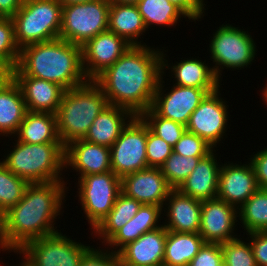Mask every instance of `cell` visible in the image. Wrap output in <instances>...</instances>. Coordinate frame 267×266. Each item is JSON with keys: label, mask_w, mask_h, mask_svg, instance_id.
Returning <instances> with one entry per match:
<instances>
[{"label": "cell", "mask_w": 267, "mask_h": 266, "mask_svg": "<svg viewBox=\"0 0 267 266\" xmlns=\"http://www.w3.org/2000/svg\"><path fill=\"white\" fill-rule=\"evenodd\" d=\"M162 49L131 46L93 81L102 89L108 104L140 116L153 103L162 75Z\"/></svg>", "instance_id": "1"}, {"label": "cell", "mask_w": 267, "mask_h": 266, "mask_svg": "<svg viewBox=\"0 0 267 266\" xmlns=\"http://www.w3.org/2000/svg\"><path fill=\"white\" fill-rule=\"evenodd\" d=\"M67 184L30 183L22 199L6 212L7 234L18 251L30 241L58 232L55 219L66 201Z\"/></svg>", "instance_id": "2"}, {"label": "cell", "mask_w": 267, "mask_h": 266, "mask_svg": "<svg viewBox=\"0 0 267 266\" xmlns=\"http://www.w3.org/2000/svg\"><path fill=\"white\" fill-rule=\"evenodd\" d=\"M13 76H32L60 85L64 90L88 82L82 64L81 46L56 38L20 50Z\"/></svg>", "instance_id": "3"}, {"label": "cell", "mask_w": 267, "mask_h": 266, "mask_svg": "<svg viewBox=\"0 0 267 266\" xmlns=\"http://www.w3.org/2000/svg\"><path fill=\"white\" fill-rule=\"evenodd\" d=\"M107 105L106 96L93 80L65 90L56 113L57 131L63 146L84 139L95 118Z\"/></svg>", "instance_id": "4"}, {"label": "cell", "mask_w": 267, "mask_h": 266, "mask_svg": "<svg viewBox=\"0 0 267 266\" xmlns=\"http://www.w3.org/2000/svg\"><path fill=\"white\" fill-rule=\"evenodd\" d=\"M2 164L29 183L64 181L65 147L62 143L30 144L15 140ZM62 175V176H61Z\"/></svg>", "instance_id": "5"}, {"label": "cell", "mask_w": 267, "mask_h": 266, "mask_svg": "<svg viewBox=\"0 0 267 266\" xmlns=\"http://www.w3.org/2000/svg\"><path fill=\"white\" fill-rule=\"evenodd\" d=\"M62 7L58 0H23L21 8L12 17L19 49L59 38Z\"/></svg>", "instance_id": "6"}, {"label": "cell", "mask_w": 267, "mask_h": 266, "mask_svg": "<svg viewBox=\"0 0 267 266\" xmlns=\"http://www.w3.org/2000/svg\"><path fill=\"white\" fill-rule=\"evenodd\" d=\"M210 40L209 57L213 62L211 67L220 81H222L221 71L224 68L232 70L247 68L257 54L256 42L251 34L229 23L220 25Z\"/></svg>", "instance_id": "7"}, {"label": "cell", "mask_w": 267, "mask_h": 266, "mask_svg": "<svg viewBox=\"0 0 267 266\" xmlns=\"http://www.w3.org/2000/svg\"><path fill=\"white\" fill-rule=\"evenodd\" d=\"M110 2L96 0L62 7L59 38L82 46L97 34L108 30Z\"/></svg>", "instance_id": "8"}, {"label": "cell", "mask_w": 267, "mask_h": 266, "mask_svg": "<svg viewBox=\"0 0 267 266\" xmlns=\"http://www.w3.org/2000/svg\"><path fill=\"white\" fill-rule=\"evenodd\" d=\"M59 231L25 244L18 251L20 256L23 254L21 260L27 266H79L93 246L72 240Z\"/></svg>", "instance_id": "9"}, {"label": "cell", "mask_w": 267, "mask_h": 266, "mask_svg": "<svg viewBox=\"0 0 267 266\" xmlns=\"http://www.w3.org/2000/svg\"><path fill=\"white\" fill-rule=\"evenodd\" d=\"M78 180L77 195L81 210L86 215L92 231L112 210L121 193V179L113 172L90 174Z\"/></svg>", "instance_id": "10"}, {"label": "cell", "mask_w": 267, "mask_h": 266, "mask_svg": "<svg viewBox=\"0 0 267 266\" xmlns=\"http://www.w3.org/2000/svg\"><path fill=\"white\" fill-rule=\"evenodd\" d=\"M147 124L134 116L110 147L111 171L120 179L148 168L146 156Z\"/></svg>", "instance_id": "11"}, {"label": "cell", "mask_w": 267, "mask_h": 266, "mask_svg": "<svg viewBox=\"0 0 267 266\" xmlns=\"http://www.w3.org/2000/svg\"><path fill=\"white\" fill-rule=\"evenodd\" d=\"M166 76L162 71L157 90L151 108L161 117L175 121L186 126L192 112L199 106L202 100L210 92L218 88H195L184 87L174 84L166 92L163 77ZM166 92V93H165Z\"/></svg>", "instance_id": "12"}, {"label": "cell", "mask_w": 267, "mask_h": 266, "mask_svg": "<svg viewBox=\"0 0 267 266\" xmlns=\"http://www.w3.org/2000/svg\"><path fill=\"white\" fill-rule=\"evenodd\" d=\"M220 88L210 92L192 112L186 131L204 139L213 148L220 144L227 131L229 113L227 101L221 98Z\"/></svg>", "instance_id": "13"}, {"label": "cell", "mask_w": 267, "mask_h": 266, "mask_svg": "<svg viewBox=\"0 0 267 266\" xmlns=\"http://www.w3.org/2000/svg\"><path fill=\"white\" fill-rule=\"evenodd\" d=\"M124 38L106 30L88 40L82 49V64L88 80H94L131 47Z\"/></svg>", "instance_id": "14"}, {"label": "cell", "mask_w": 267, "mask_h": 266, "mask_svg": "<svg viewBox=\"0 0 267 266\" xmlns=\"http://www.w3.org/2000/svg\"><path fill=\"white\" fill-rule=\"evenodd\" d=\"M237 217L238 209L226 201L218 198L204 200L201 205L199 234L205 243L221 244L233 240L237 238L234 233L239 224Z\"/></svg>", "instance_id": "15"}, {"label": "cell", "mask_w": 267, "mask_h": 266, "mask_svg": "<svg viewBox=\"0 0 267 266\" xmlns=\"http://www.w3.org/2000/svg\"><path fill=\"white\" fill-rule=\"evenodd\" d=\"M227 163H221L217 198L238 209L259 187L251 163Z\"/></svg>", "instance_id": "16"}, {"label": "cell", "mask_w": 267, "mask_h": 266, "mask_svg": "<svg viewBox=\"0 0 267 266\" xmlns=\"http://www.w3.org/2000/svg\"><path fill=\"white\" fill-rule=\"evenodd\" d=\"M172 189L160 168L148 167L121 178V192L142 204L163 207Z\"/></svg>", "instance_id": "17"}, {"label": "cell", "mask_w": 267, "mask_h": 266, "mask_svg": "<svg viewBox=\"0 0 267 266\" xmlns=\"http://www.w3.org/2000/svg\"><path fill=\"white\" fill-rule=\"evenodd\" d=\"M167 229L148 231L128 243L119 252L121 266H163Z\"/></svg>", "instance_id": "18"}, {"label": "cell", "mask_w": 267, "mask_h": 266, "mask_svg": "<svg viewBox=\"0 0 267 266\" xmlns=\"http://www.w3.org/2000/svg\"><path fill=\"white\" fill-rule=\"evenodd\" d=\"M65 168L79 172L78 179L111 171L110 148L84 139L73 141L65 147Z\"/></svg>", "instance_id": "19"}, {"label": "cell", "mask_w": 267, "mask_h": 266, "mask_svg": "<svg viewBox=\"0 0 267 266\" xmlns=\"http://www.w3.org/2000/svg\"><path fill=\"white\" fill-rule=\"evenodd\" d=\"M201 205L202 201L172 189L163 205V208H167L162 209L163 216H166L164 220H168H165L163 226L167 231L199 233Z\"/></svg>", "instance_id": "20"}, {"label": "cell", "mask_w": 267, "mask_h": 266, "mask_svg": "<svg viewBox=\"0 0 267 266\" xmlns=\"http://www.w3.org/2000/svg\"><path fill=\"white\" fill-rule=\"evenodd\" d=\"M19 85L27 111L56 114L64 89L53 82L32 76H13Z\"/></svg>", "instance_id": "21"}, {"label": "cell", "mask_w": 267, "mask_h": 266, "mask_svg": "<svg viewBox=\"0 0 267 266\" xmlns=\"http://www.w3.org/2000/svg\"><path fill=\"white\" fill-rule=\"evenodd\" d=\"M215 151L214 149L200 159L194 170L177 188L180 192L200 201L217 198L221 165L217 162Z\"/></svg>", "instance_id": "22"}, {"label": "cell", "mask_w": 267, "mask_h": 266, "mask_svg": "<svg viewBox=\"0 0 267 266\" xmlns=\"http://www.w3.org/2000/svg\"><path fill=\"white\" fill-rule=\"evenodd\" d=\"M162 71L170 69L172 77L174 78L175 84L184 87H195V88H221V81L217 78L214 70L206 60L202 61L199 58H185L183 61L175 62L172 66L165 58L167 54L164 53V47H162ZM170 67V68H169ZM166 69V70H164Z\"/></svg>", "instance_id": "23"}, {"label": "cell", "mask_w": 267, "mask_h": 266, "mask_svg": "<svg viewBox=\"0 0 267 266\" xmlns=\"http://www.w3.org/2000/svg\"><path fill=\"white\" fill-rule=\"evenodd\" d=\"M162 209L163 207L154 204H142L133 218L104 243L108 246L107 250L118 253L124 246L137 240L144 233L162 227L163 224L159 223L164 218L161 215Z\"/></svg>", "instance_id": "24"}, {"label": "cell", "mask_w": 267, "mask_h": 266, "mask_svg": "<svg viewBox=\"0 0 267 266\" xmlns=\"http://www.w3.org/2000/svg\"><path fill=\"white\" fill-rule=\"evenodd\" d=\"M133 117L129 110L108 104L89 127L84 140L110 148Z\"/></svg>", "instance_id": "25"}, {"label": "cell", "mask_w": 267, "mask_h": 266, "mask_svg": "<svg viewBox=\"0 0 267 266\" xmlns=\"http://www.w3.org/2000/svg\"><path fill=\"white\" fill-rule=\"evenodd\" d=\"M108 30L124 38L132 46L146 45L140 39L148 30L137 5L110 4Z\"/></svg>", "instance_id": "26"}, {"label": "cell", "mask_w": 267, "mask_h": 266, "mask_svg": "<svg viewBox=\"0 0 267 266\" xmlns=\"http://www.w3.org/2000/svg\"><path fill=\"white\" fill-rule=\"evenodd\" d=\"M26 112L22 91L17 82L12 79L0 89V135L13 138Z\"/></svg>", "instance_id": "27"}, {"label": "cell", "mask_w": 267, "mask_h": 266, "mask_svg": "<svg viewBox=\"0 0 267 266\" xmlns=\"http://www.w3.org/2000/svg\"><path fill=\"white\" fill-rule=\"evenodd\" d=\"M15 136L30 144L61 143L56 114L49 112L27 111Z\"/></svg>", "instance_id": "28"}, {"label": "cell", "mask_w": 267, "mask_h": 266, "mask_svg": "<svg viewBox=\"0 0 267 266\" xmlns=\"http://www.w3.org/2000/svg\"><path fill=\"white\" fill-rule=\"evenodd\" d=\"M204 243L199 233L168 231L163 266H188Z\"/></svg>", "instance_id": "29"}, {"label": "cell", "mask_w": 267, "mask_h": 266, "mask_svg": "<svg viewBox=\"0 0 267 266\" xmlns=\"http://www.w3.org/2000/svg\"><path fill=\"white\" fill-rule=\"evenodd\" d=\"M142 203L125 196L122 192L118 195L112 210L92 231L91 236L98 237L105 243L116 231L122 228L139 211ZM95 234V235H94Z\"/></svg>", "instance_id": "30"}, {"label": "cell", "mask_w": 267, "mask_h": 266, "mask_svg": "<svg viewBox=\"0 0 267 266\" xmlns=\"http://www.w3.org/2000/svg\"><path fill=\"white\" fill-rule=\"evenodd\" d=\"M147 30L155 25L176 26L186 15L169 0H139L136 4ZM183 16V17H182Z\"/></svg>", "instance_id": "31"}, {"label": "cell", "mask_w": 267, "mask_h": 266, "mask_svg": "<svg viewBox=\"0 0 267 266\" xmlns=\"http://www.w3.org/2000/svg\"><path fill=\"white\" fill-rule=\"evenodd\" d=\"M238 219L243 231H267V189L259 188L242 206L238 208Z\"/></svg>", "instance_id": "32"}, {"label": "cell", "mask_w": 267, "mask_h": 266, "mask_svg": "<svg viewBox=\"0 0 267 266\" xmlns=\"http://www.w3.org/2000/svg\"><path fill=\"white\" fill-rule=\"evenodd\" d=\"M30 183L9 171L3 164L0 166V211L7 212L24 196Z\"/></svg>", "instance_id": "33"}, {"label": "cell", "mask_w": 267, "mask_h": 266, "mask_svg": "<svg viewBox=\"0 0 267 266\" xmlns=\"http://www.w3.org/2000/svg\"><path fill=\"white\" fill-rule=\"evenodd\" d=\"M201 158L204 157H186L173 152L160 169L168 184L173 189H177L194 170Z\"/></svg>", "instance_id": "34"}, {"label": "cell", "mask_w": 267, "mask_h": 266, "mask_svg": "<svg viewBox=\"0 0 267 266\" xmlns=\"http://www.w3.org/2000/svg\"><path fill=\"white\" fill-rule=\"evenodd\" d=\"M140 117L155 135L161 137L172 147L186 131V126L159 116L151 107Z\"/></svg>", "instance_id": "35"}, {"label": "cell", "mask_w": 267, "mask_h": 266, "mask_svg": "<svg viewBox=\"0 0 267 266\" xmlns=\"http://www.w3.org/2000/svg\"><path fill=\"white\" fill-rule=\"evenodd\" d=\"M241 239L237 237L220 244L225 266H257L250 243Z\"/></svg>", "instance_id": "36"}, {"label": "cell", "mask_w": 267, "mask_h": 266, "mask_svg": "<svg viewBox=\"0 0 267 266\" xmlns=\"http://www.w3.org/2000/svg\"><path fill=\"white\" fill-rule=\"evenodd\" d=\"M19 56L20 49L15 40L13 20L0 17V61L7 63L14 70Z\"/></svg>", "instance_id": "37"}, {"label": "cell", "mask_w": 267, "mask_h": 266, "mask_svg": "<svg viewBox=\"0 0 267 266\" xmlns=\"http://www.w3.org/2000/svg\"><path fill=\"white\" fill-rule=\"evenodd\" d=\"M173 153V147L147 126L146 156L148 167L160 168Z\"/></svg>", "instance_id": "38"}, {"label": "cell", "mask_w": 267, "mask_h": 266, "mask_svg": "<svg viewBox=\"0 0 267 266\" xmlns=\"http://www.w3.org/2000/svg\"><path fill=\"white\" fill-rule=\"evenodd\" d=\"M214 148L196 134L185 131L173 146V152L186 157H206Z\"/></svg>", "instance_id": "39"}, {"label": "cell", "mask_w": 267, "mask_h": 266, "mask_svg": "<svg viewBox=\"0 0 267 266\" xmlns=\"http://www.w3.org/2000/svg\"><path fill=\"white\" fill-rule=\"evenodd\" d=\"M223 254L218 243H204L188 266H222Z\"/></svg>", "instance_id": "40"}, {"label": "cell", "mask_w": 267, "mask_h": 266, "mask_svg": "<svg viewBox=\"0 0 267 266\" xmlns=\"http://www.w3.org/2000/svg\"><path fill=\"white\" fill-rule=\"evenodd\" d=\"M91 248L82 258L79 266H118L120 258L118 253L108 251L105 247Z\"/></svg>", "instance_id": "41"}, {"label": "cell", "mask_w": 267, "mask_h": 266, "mask_svg": "<svg viewBox=\"0 0 267 266\" xmlns=\"http://www.w3.org/2000/svg\"><path fill=\"white\" fill-rule=\"evenodd\" d=\"M249 241L257 266H267V231L250 232L246 234Z\"/></svg>", "instance_id": "42"}, {"label": "cell", "mask_w": 267, "mask_h": 266, "mask_svg": "<svg viewBox=\"0 0 267 266\" xmlns=\"http://www.w3.org/2000/svg\"><path fill=\"white\" fill-rule=\"evenodd\" d=\"M248 159L254 169L258 187L267 189V147Z\"/></svg>", "instance_id": "43"}, {"label": "cell", "mask_w": 267, "mask_h": 266, "mask_svg": "<svg viewBox=\"0 0 267 266\" xmlns=\"http://www.w3.org/2000/svg\"><path fill=\"white\" fill-rule=\"evenodd\" d=\"M179 8L189 20L199 21L205 16V0H169ZM204 13V14H203ZM202 16V17H201Z\"/></svg>", "instance_id": "44"}, {"label": "cell", "mask_w": 267, "mask_h": 266, "mask_svg": "<svg viewBox=\"0 0 267 266\" xmlns=\"http://www.w3.org/2000/svg\"><path fill=\"white\" fill-rule=\"evenodd\" d=\"M0 250L18 254V250L12 245L7 234L6 212L4 211H0Z\"/></svg>", "instance_id": "45"}, {"label": "cell", "mask_w": 267, "mask_h": 266, "mask_svg": "<svg viewBox=\"0 0 267 266\" xmlns=\"http://www.w3.org/2000/svg\"><path fill=\"white\" fill-rule=\"evenodd\" d=\"M23 0H0V17L12 18L21 8Z\"/></svg>", "instance_id": "46"}, {"label": "cell", "mask_w": 267, "mask_h": 266, "mask_svg": "<svg viewBox=\"0 0 267 266\" xmlns=\"http://www.w3.org/2000/svg\"><path fill=\"white\" fill-rule=\"evenodd\" d=\"M13 79V69L5 62L0 61V89Z\"/></svg>", "instance_id": "47"}, {"label": "cell", "mask_w": 267, "mask_h": 266, "mask_svg": "<svg viewBox=\"0 0 267 266\" xmlns=\"http://www.w3.org/2000/svg\"><path fill=\"white\" fill-rule=\"evenodd\" d=\"M110 4H128L136 5L139 0H108Z\"/></svg>", "instance_id": "48"}, {"label": "cell", "mask_w": 267, "mask_h": 266, "mask_svg": "<svg viewBox=\"0 0 267 266\" xmlns=\"http://www.w3.org/2000/svg\"><path fill=\"white\" fill-rule=\"evenodd\" d=\"M63 6L69 5V4H78L83 2H92L96 0H58Z\"/></svg>", "instance_id": "49"}, {"label": "cell", "mask_w": 267, "mask_h": 266, "mask_svg": "<svg viewBox=\"0 0 267 266\" xmlns=\"http://www.w3.org/2000/svg\"><path fill=\"white\" fill-rule=\"evenodd\" d=\"M261 92H262L261 97L263 98V101L266 103V106H267V83H266L263 91H261Z\"/></svg>", "instance_id": "50"}, {"label": "cell", "mask_w": 267, "mask_h": 266, "mask_svg": "<svg viewBox=\"0 0 267 266\" xmlns=\"http://www.w3.org/2000/svg\"><path fill=\"white\" fill-rule=\"evenodd\" d=\"M19 266H27L23 261L18 264ZM13 266V265H12ZM17 266V265H16Z\"/></svg>", "instance_id": "51"}]
</instances>
